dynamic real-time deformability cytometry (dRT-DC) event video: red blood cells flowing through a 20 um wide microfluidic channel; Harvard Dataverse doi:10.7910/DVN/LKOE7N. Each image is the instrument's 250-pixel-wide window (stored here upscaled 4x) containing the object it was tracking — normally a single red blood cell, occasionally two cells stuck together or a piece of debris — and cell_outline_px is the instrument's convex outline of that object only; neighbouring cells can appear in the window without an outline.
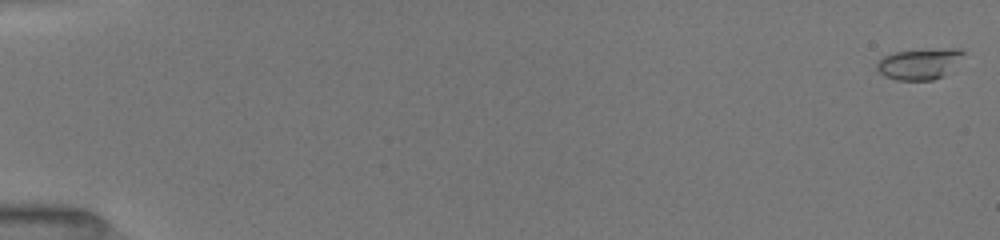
{"species": "common noctule bat (a hibernating species)", "species_latin": "Nyctalus noctula", "temperature_condition": "room temperature", "stored_images_in_passage": 52, "camera_frame_rate_fps": 3000, "um_per_image_px": 0.085, "animal": {"sex": "female", "body_mass_g": 19.5, "forearm_length_mm": 54.1}, "frame": {"image": 1, "passage_image": 1, "time_ms": 0.0, "image_size_px": [1000, 240], "cell_outline_px": [[964, 56], [944, 76], [932, 80], [896, 80], [884, 76], [876, 68], [876, 64], [884, 56], [896, 52], [948, 48], [960, 48], [964, 52]], "centroid_in_image_um": [78.17, 5.43], "position_along_channel_um": 6.8, "area_um2": 15.49}}
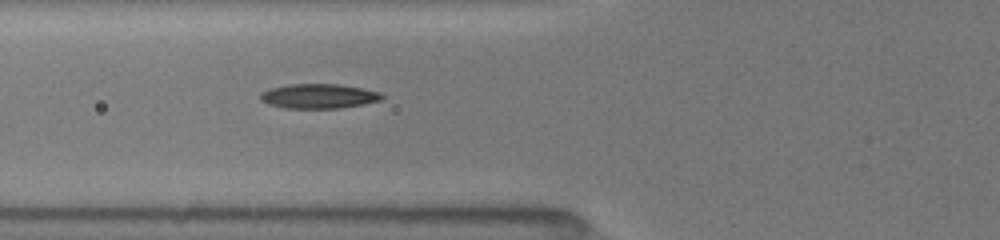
{"frame": {"image": 2, "passage_image": 21, "time_ms": 6.667, "image_size_px": [1000, 240], "cell_outline_px": [[384, 96], [380, 100], [364, 104], [340, 108], [284, 108], [268, 104], [260, 100], [260, 92], [272, 88], [288, 84], [340, 84], [380, 92]], "centroid_in_image_um": [27.07, 8.17], "position_along_channel_um": 98.7, "area_um2": 17.4}}
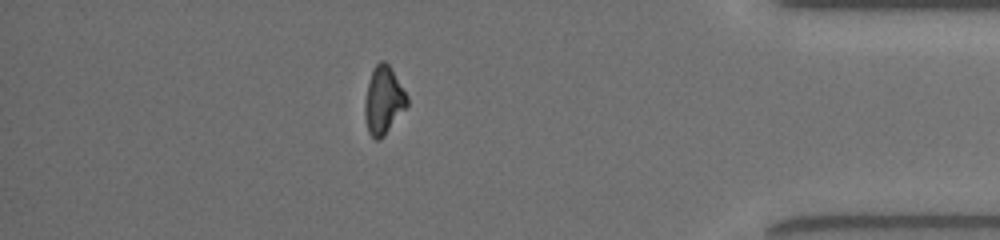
{"frame": {"image": 3, "passage_image": 46, "time_ms": 15.0, "image_size_px": [1000, 240], "cell_outline_px": [[408, 104], [384, 136], [380, 140], [376, 140], [368, 132], [364, 116], [364, 104], [368, 84], [372, 72], [376, 64], [380, 60], [384, 60], [392, 68], [408, 96]], "centroid_in_image_um": [32.6, 8.53], "position_along_channel_um": 402.6, "area_um2": 16.65}, "authors_computed_cell_mechanics": {"area_um2": 16.6464, "velocity_mm_per_s": 4.0338, "shape_relaxation_time_tau1_ms": 5.1089, "shape_relaxation_time_tau2_ms": 5.2246, "deformation_change_tau1": 0.1541, "deformation_change_tau2": 0.1195}}